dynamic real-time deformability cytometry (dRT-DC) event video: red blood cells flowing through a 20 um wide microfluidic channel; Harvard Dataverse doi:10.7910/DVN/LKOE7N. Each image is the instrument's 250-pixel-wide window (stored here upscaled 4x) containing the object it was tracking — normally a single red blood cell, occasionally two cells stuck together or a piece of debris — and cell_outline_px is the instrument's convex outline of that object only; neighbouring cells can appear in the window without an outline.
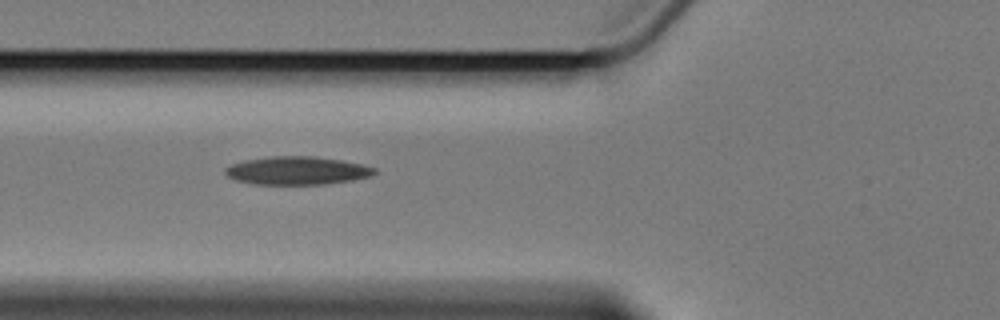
{"species": "Egyptian fruit bat (a non-hibernating species)", "species_latin": "Rousettus aegyptiacus", "temperature_condition": "cold", "stored_images_in_passage": 7, "camera_frame_rate_fps": 3000, "um_per_image_px": 0.085, "animal": {"sex": "female"}, "frame": {"image": 1, "passage_image": 6, "time_ms": 6.0, "image_size_px": [1000, 320], "cell_outline_px": [[376, 172], [372, 176], [352, 180], [324, 184], [252, 184], [236, 180], [228, 176], [224, 172], [224, 168], [232, 164], [244, 160], [272, 156], [316, 156], [340, 160], [360, 164], [376, 168]], "centroid_in_image_um": [25.24, 14.5], "position_along_channel_um": 100.6, "area_um2": 24.45}}
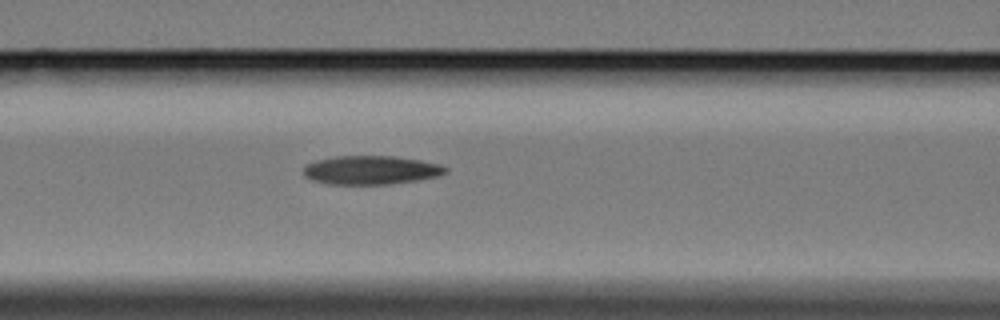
{"frame": {"image": 2, "passage_image": 7, "time_ms": 7.0, "image_size_px": [1000, 320], "cell_outline_px": [[448, 172], [436, 176], [416, 180], [388, 184], [328, 184], [312, 180], [304, 176], [304, 164], [316, 160], [336, 156], [396, 156], [420, 160], [440, 164], [448, 168]], "centroid_in_image_um": [31.51, 14.45], "position_along_channel_um": 135.1, "area_um2": 23.81}}